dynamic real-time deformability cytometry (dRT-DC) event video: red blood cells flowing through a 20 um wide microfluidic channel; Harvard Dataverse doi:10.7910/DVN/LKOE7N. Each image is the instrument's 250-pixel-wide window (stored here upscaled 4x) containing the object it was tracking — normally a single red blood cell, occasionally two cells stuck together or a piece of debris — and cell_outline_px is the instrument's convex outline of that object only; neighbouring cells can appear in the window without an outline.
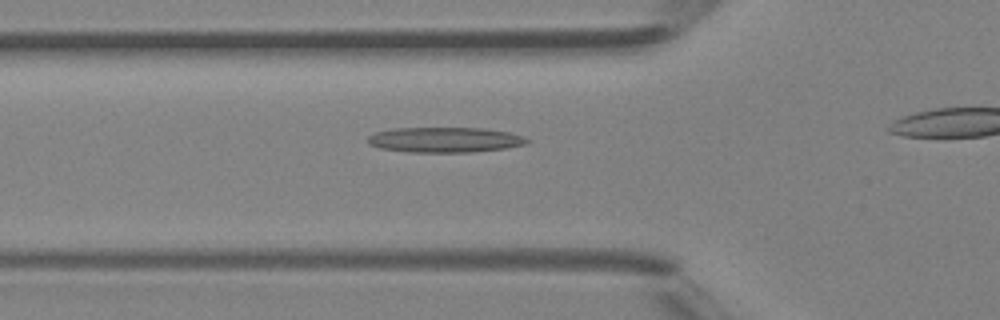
{"species": "Egyptian fruit bat (a non-hibernating species)", "species_latin": "Rousettus aegyptiacus", "temperature_condition": "room temperature", "stored_images_in_passage": 34, "camera_frame_rate_fps": 3000, "um_per_image_px": 0.085, "animal": {"sex": "female"}, "frame": {"image": 1, "passage_image": 12, "time_ms": 3.667, "image_size_px": [1000, 320], "cell_outline_px": [[532, 140], [524, 144], [504, 148], [468, 152], [408, 152], [380, 148], [368, 144], [368, 136], [376, 132], [392, 128], [484, 128], [508, 132], [524, 136]], "centroid_in_image_um": [37.79, 11.88], "position_along_channel_um": 88.0, "area_um2": 23.35}}
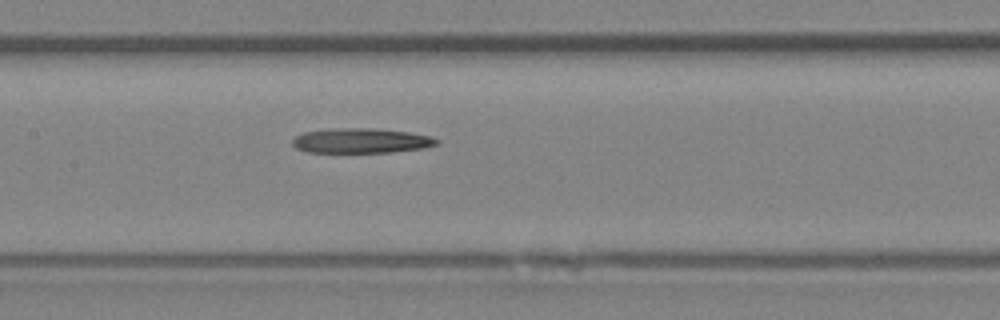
{"frame": {"image": 2, "passage_image": 18, "time_ms": 5.667, "image_size_px": [1000, 320], "cell_outline_px": [[440, 140], [436, 144], [424, 148], [388, 152], [308, 152], [296, 148], [292, 144], [292, 140], [296, 136], [304, 132], [336, 128], [372, 128], [408, 132], [432, 136]], "centroid_in_image_um": [30.7, 11.95], "position_along_channel_um": 176.7, "area_um2": 20.75}}
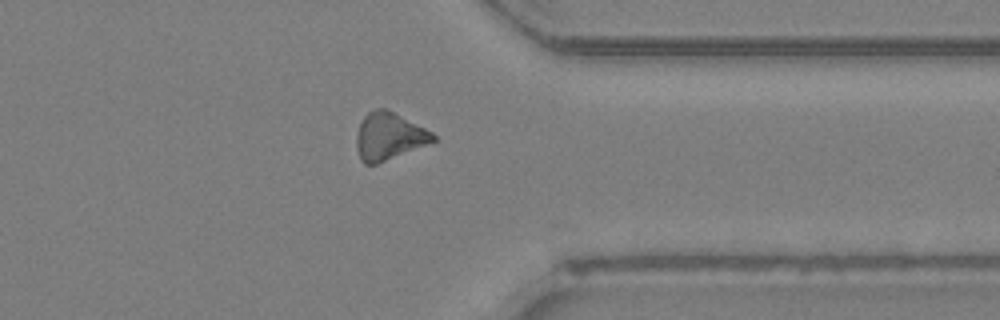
{"frame": {"image": 3, "passage_image": 32, "time_ms": 10.333, "image_size_px": [1000, 320], "cell_outline_px": [[436, 140], [376, 164], [364, 164], [360, 160], [356, 148], [356, 136], [360, 124], [364, 116], [368, 112], [376, 108], [384, 108], [432, 132], [436, 136]], "centroid_in_image_um": [33.01, 11.59], "position_along_channel_um": 378.4, "area_um2": 20.63}}